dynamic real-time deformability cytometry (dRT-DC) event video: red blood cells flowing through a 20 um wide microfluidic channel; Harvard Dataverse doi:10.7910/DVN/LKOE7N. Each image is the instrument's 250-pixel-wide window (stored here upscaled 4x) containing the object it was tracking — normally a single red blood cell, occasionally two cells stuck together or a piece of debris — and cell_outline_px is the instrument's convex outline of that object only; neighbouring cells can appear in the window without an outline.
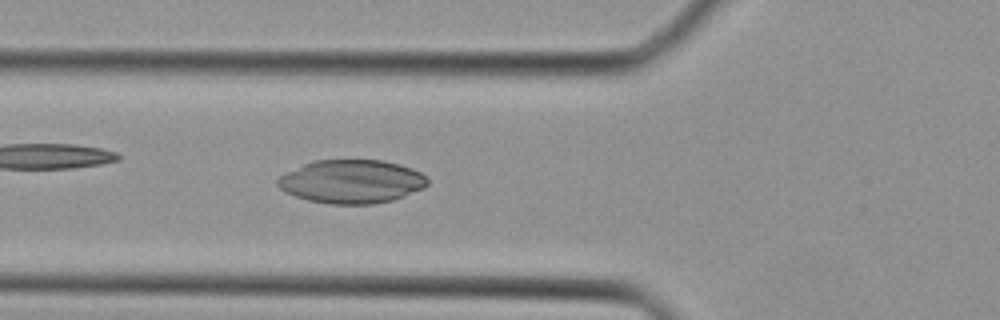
{"species": "Egyptian fruit bat (a non-hibernating species)", "species_latin": "Rousettus aegyptiacus", "temperature_condition": "cold", "stored_images_in_passage": 39, "camera_frame_rate_fps": 3000, "um_per_image_px": 0.085, "animal": {"sex": "female"}, "frame": {"image": 1, "passage_image": 14, "time_ms": 4.333, "image_size_px": [1000, 320], "cell_outline_px": [[428, 184], [424, 188], [404, 196], [392, 200], [372, 204], [332, 204], [308, 200], [284, 192], [276, 184], [276, 180], [280, 176], [312, 160], [384, 160], [400, 164], [412, 168], [428, 176]], "centroid_in_image_um": [29.91, 15.42], "position_along_channel_um": 95.9, "area_um2": 38.09}}
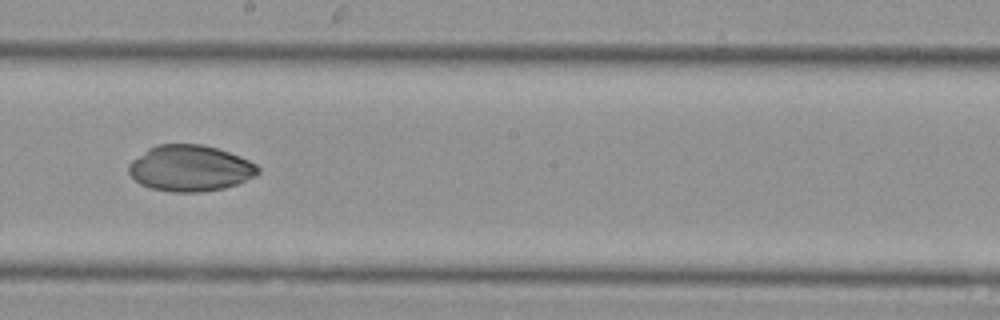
{"frame": {"image": 2, "passage_image": 22, "time_ms": 7.0, "image_size_px": [1000, 320], "cell_outline_px": [[260, 172], [256, 176], [236, 184], [224, 188], [200, 192], [172, 192], [152, 188], [140, 184], [128, 172], [128, 164], [132, 160], [148, 148], [156, 144], [200, 144], [216, 148], [240, 156], [256, 164], [260, 168]], "centroid_in_image_um": [16.16, 14.3], "position_along_channel_um": 232.0, "area_um2": 34.74}}
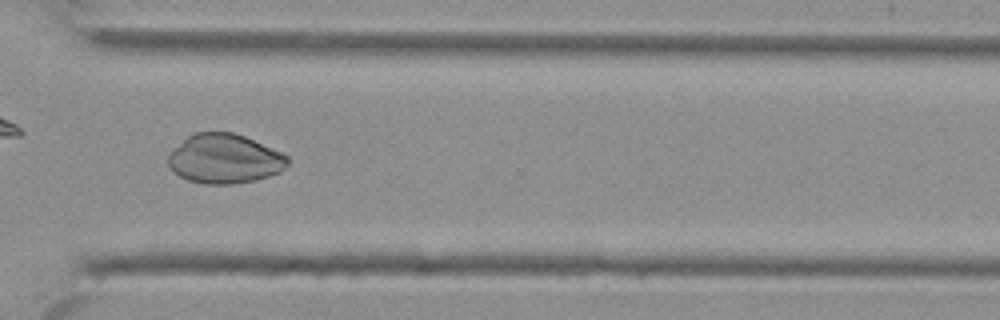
{"frame": {"image": 3, "passage_image": 29, "time_ms": 9.333, "image_size_px": [1000, 320], "cell_outline_px": [[288, 164], [280, 172], [256, 180], [232, 184], [204, 184], [188, 180], [172, 172], [168, 164], [168, 156], [188, 136], [196, 132], [232, 132], [244, 136], [280, 152], [288, 156]], "centroid_in_image_um": [19.08, 13.51], "position_along_channel_um": 351.5, "area_um2": 34.1}}